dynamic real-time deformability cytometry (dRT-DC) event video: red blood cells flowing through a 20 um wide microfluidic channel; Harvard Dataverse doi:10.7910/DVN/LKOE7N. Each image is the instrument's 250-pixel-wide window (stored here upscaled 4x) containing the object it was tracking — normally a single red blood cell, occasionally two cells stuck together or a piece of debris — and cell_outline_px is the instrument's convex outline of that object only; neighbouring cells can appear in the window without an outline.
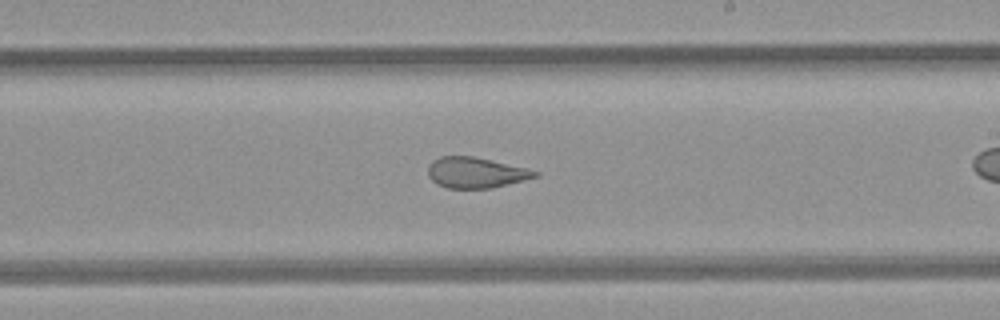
{"species": "common noctule bat (a hibernating species)", "species_latin": "Nyctalus noctula", "temperature_condition": "room temperature", "stored_images_in_passage": 36, "camera_frame_rate_fps": 3000, "um_per_image_px": 0.085, "animal": {"sex": "female", "body_mass_g": 21.9}, "frame": {"image": 1, "passage_image": 26, "time_ms": 8.333, "image_size_px": [1000, 320], "cell_outline_px": [[540, 176], [492, 188], [448, 188], [436, 184], [428, 176], [428, 168], [432, 160], [440, 156], [472, 156], [524, 168], [540, 172]], "centroid_in_image_um": [40.41, 14.68], "position_along_channel_um": 248.6, "area_um2": 18.96}}